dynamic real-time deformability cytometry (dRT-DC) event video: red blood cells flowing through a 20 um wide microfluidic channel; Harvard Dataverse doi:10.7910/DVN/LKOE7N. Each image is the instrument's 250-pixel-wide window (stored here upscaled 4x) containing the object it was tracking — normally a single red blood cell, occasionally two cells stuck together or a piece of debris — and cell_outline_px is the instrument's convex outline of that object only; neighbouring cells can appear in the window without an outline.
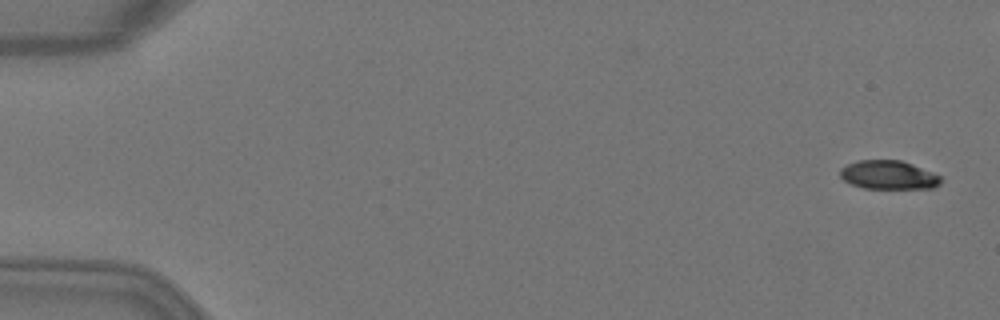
{"species": "Egyptian fruit bat (a non-hibernating species)", "species_latin": "Rousettus aegyptiacus", "temperature_condition": "warm", "stored_images_in_passage": 6, "camera_frame_rate_fps": 3000, "um_per_image_px": 0.085, "animal": {"sex": "female"}, "frame": {"image": 1, "passage_image": 1, "time_ms": 0.0, "image_size_px": [1000, 320], "cell_outline_px": [[940, 184], [932, 188], [864, 188], [852, 184], [844, 180], [840, 176], [840, 168], [856, 160], [900, 160], [912, 164], [932, 172], [940, 176]], "centroid_in_image_um": [75.5, 14.86], "position_along_channel_um": 9.5, "area_um2": 16.7}}